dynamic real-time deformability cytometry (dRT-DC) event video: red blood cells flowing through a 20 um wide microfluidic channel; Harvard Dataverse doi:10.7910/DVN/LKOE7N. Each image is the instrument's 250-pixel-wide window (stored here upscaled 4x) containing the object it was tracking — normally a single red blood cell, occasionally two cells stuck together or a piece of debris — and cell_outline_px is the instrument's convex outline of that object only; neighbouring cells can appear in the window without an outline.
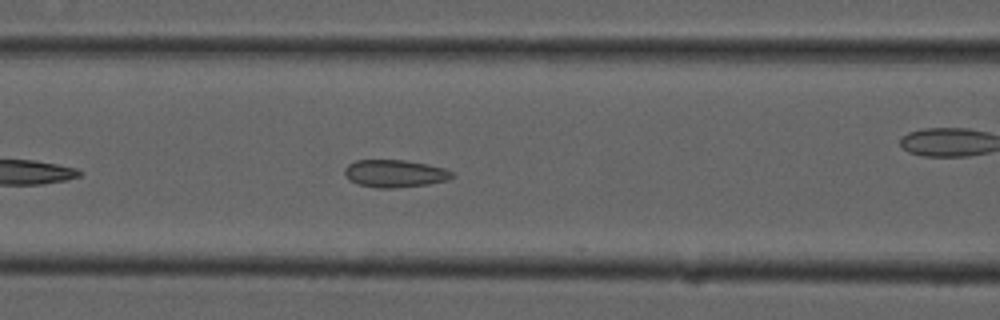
{"species": "common noctule bat (a hibernating species)", "species_latin": "Nyctalus noctula", "temperature_condition": "cold", "stored_images_in_passage": 32, "camera_frame_rate_fps": 3000, "um_per_image_px": 0.085, "animal": {"sex": "male", "forearm_length_mm": 52.5}, "frame": {"image": 1, "passage_image": 10, "time_ms": 3.0, "image_size_px": [1000, 320], "cell_outline_px": [[456, 176], [448, 180], [428, 184], [388, 188], [376, 188], [360, 184], [348, 180], [344, 172], [344, 168], [348, 164], [356, 160], [404, 160], [428, 164], [444, 168], [452, 172]], "centroid_in_image_um": [33.56, 14.74], "position_along_channel_um": 133.0, "area_um2": 17.22}}
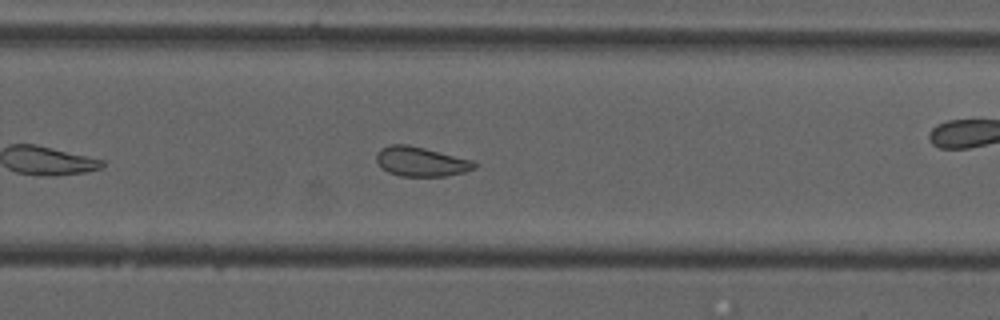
{"frame": {"image": 2, "passage_image": 23, "time_ms": 7.333, "image_size_px": [1000, 320], "cell_outline_px": [[480, 164], [476, 168], [464, 172], [444, 176], [400, 176], [388, 172], [376, 160], [376, 152], [380, 148], [388, 144], [408, 144], [472, 160]], "centroid_in_image_um": [35.79, 13.73], "position_along_channel_um": 294.0, "area_um2": 16.88}, "authors_computed_cell_mechanics": {"area_um2": 17.1088, "velocity_mm_per_s": 3.7364, "shape_relaxation_time_tau1_ms": null, "shape_relaxation_time_tau2_ms": 1.6708, "deformation_change_tau1": null, "deformation_change_tau2": 0.0804}}